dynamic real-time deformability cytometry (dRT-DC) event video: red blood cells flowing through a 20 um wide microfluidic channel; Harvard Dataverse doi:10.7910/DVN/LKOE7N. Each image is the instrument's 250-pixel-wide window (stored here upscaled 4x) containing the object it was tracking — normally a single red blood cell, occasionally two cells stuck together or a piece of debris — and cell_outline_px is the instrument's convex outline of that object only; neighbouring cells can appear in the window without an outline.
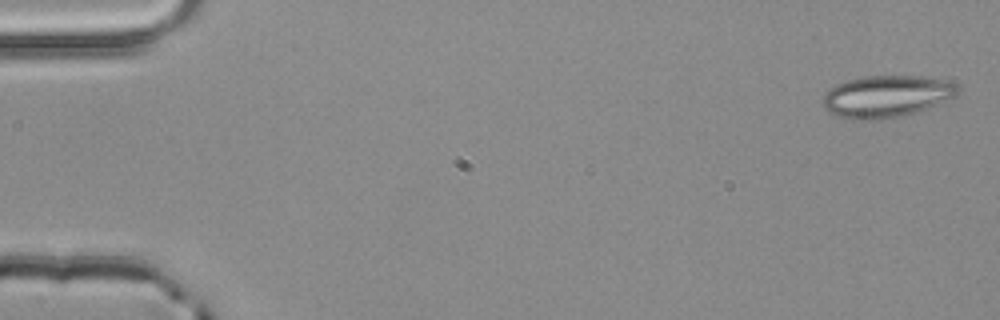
{"species": "common noctule bat (a hibernating species)", "species_latin": "Nyctalus noctula", "temperature_condition": "room temperature", "stored_images_in_passage": 4, "camera_frame_rate_fps": 3000, "um_per_image_px": 0.085, "animal": {"sex": "male", "body_mass_g": 20.4}, "frame": {"image": 1, "passage_image": 1, "time_ms": 0.0, "image_size_px": [1000, 320], "cell_outline_px": [[960, 92], [956, 96], [936, 104], [900, 116], [876, 120], [852, 120], [836, 116], [828, 112], [824, 108], [820, 100], [824, 92], [828, 88], [836, 84], [848, 80], [864, 76], [920, 76], [948, 80], [956, 84], [960, 88]], "centroid_in_image_um": [75.28, 8.19], "position_along_channel_um": 9.7, "area_um2": 33.23}}